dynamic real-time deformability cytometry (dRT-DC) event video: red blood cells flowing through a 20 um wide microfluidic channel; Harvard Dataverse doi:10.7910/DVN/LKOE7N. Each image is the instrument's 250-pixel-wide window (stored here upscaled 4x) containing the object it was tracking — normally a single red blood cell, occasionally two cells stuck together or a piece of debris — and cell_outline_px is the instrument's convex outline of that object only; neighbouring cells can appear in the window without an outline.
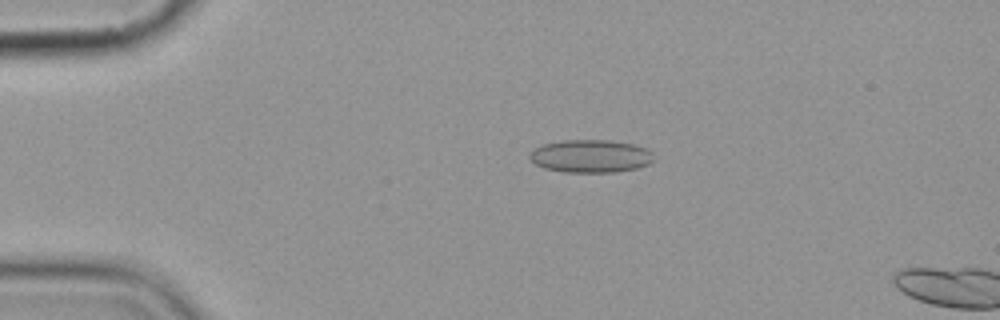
{"species": "common noctule bat (a hibernating species)", "species_latin": "Nyctalus noctula", "temperature_condition": "cold", "stored_images_in_passage": 3, "camera_frame_rate_fps": 3000, "um_per_image_px": 0.085, "animal": {"sex": "female", "body_mass_g": 19.9}, "frame": {"image": 1, "passage_image": 2, "time_ms": 1.333, "image_size_px": [1000, 320], "cell_outline_px": [[652, 160], [648, 164], [636, 168], [616, 172], [564, 172], [544, 168], [536, 164], [528, 156], [528, 152], [544, 144], [564, 140], [608, 140], [632, 144], [648, 148], [652, 152]], "centroid_in_image_um": [50.19, 13.27], "position_along_channel_um": 34.8, "area_um2": 23.7}}